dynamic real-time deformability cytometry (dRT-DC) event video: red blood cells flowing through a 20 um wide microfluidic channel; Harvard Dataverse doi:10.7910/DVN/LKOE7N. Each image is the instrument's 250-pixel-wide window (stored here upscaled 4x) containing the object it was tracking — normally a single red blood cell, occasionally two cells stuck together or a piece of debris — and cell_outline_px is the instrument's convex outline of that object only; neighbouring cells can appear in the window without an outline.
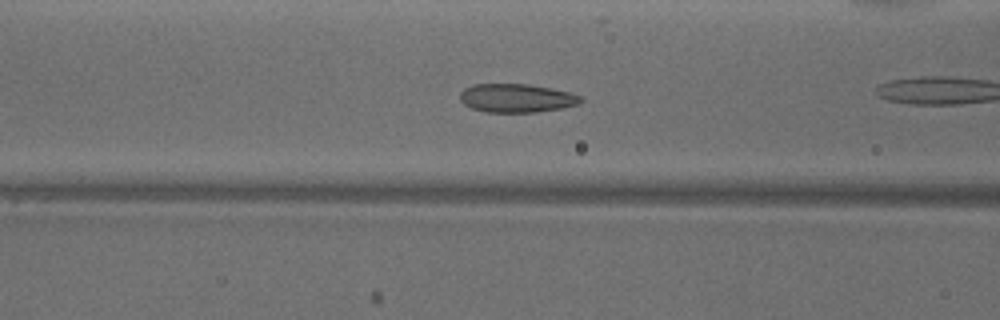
{"species": "common noctule bat (a hibernating species)", "species_latin": "Nyctalus noctula", "temperature_condition": "warm", "stored_images_in_passage": 15, "camera_frame_rate_fps": 3000, "um_per_image_px": 0.085, "animal": {"sex": "male", "body_mass_g": 18.8}, "frame": {"image": 1, "passage_image": 5, "time_ms": 1.333, "image_size_px": [1000, 320], "cell_outline_px": [[584, 100], [576, 104], [560, 108], [536, 112], [484, 112], [472, 108], [464, 104], [460, 100], [460, 92], [464, 88], [472, 84], [528, 84], [552, 88], [568, 92], [580, 96]], "centroid_in_image_um": [43.86, 8.33], "position_along_channel_um": 122.7, "area_um2": 20.06}}
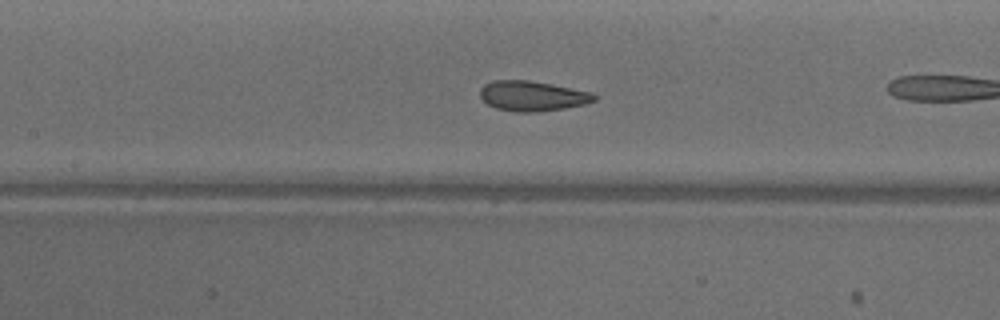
{"frame": {"image": 2, "passage_image": 8, "time_ms": 2.333, "image_size_px": [1000, 320], "cell_outline_px": [[596, 100], [584, 104], [564, 108], [536, 112], [516, 112], [496, 108], [488, 104], [480, 96], [480, 88], [484, 84], [496, 80], [528, 80], [552, 84], [592, 92], [596, 96]], "centroid_in_image_um": [45.25, 8.15], "position_along_channel_um": 162.2, "area_um2": 19.94}}
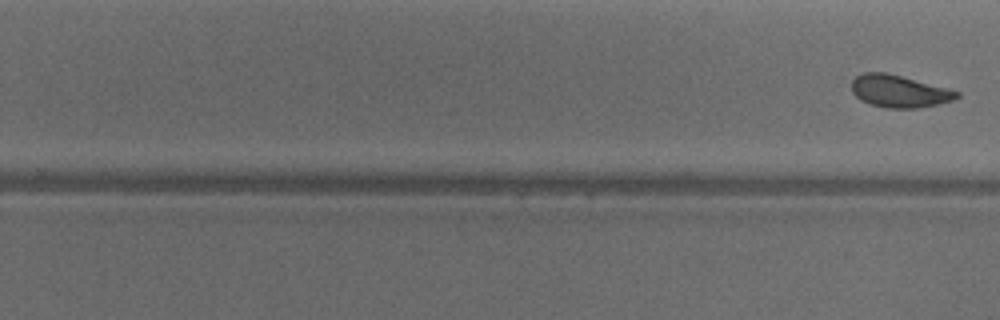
{"frame": {"image": 3, "passage_image": 15, "time_ms": 4.667, "image_size_px": [1000, 320], "cell_outline_px": [[960, 96], [952, 100], [920, 108], [888, 108], [872, 104], [860, 100], [852, 92], [852, 80], [856, 76], [864, 72], [884, 72], [948, 88], [960, 92]], "centroid_in_image_um": [76.42, 7.75], "position_along_channel_um": 253.4, "area_um2": 19.59}}